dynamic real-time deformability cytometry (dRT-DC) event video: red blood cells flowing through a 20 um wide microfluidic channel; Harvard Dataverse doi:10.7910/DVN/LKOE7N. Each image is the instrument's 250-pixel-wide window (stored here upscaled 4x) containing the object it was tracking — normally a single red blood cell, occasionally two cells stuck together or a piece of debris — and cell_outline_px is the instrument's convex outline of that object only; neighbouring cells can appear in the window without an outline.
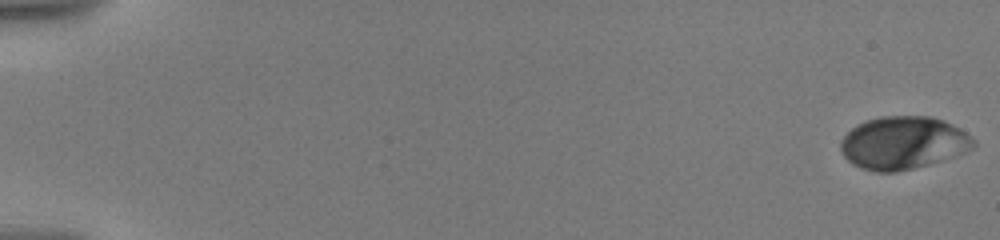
{"species": "human", "species_latin": "Homo sapiens", "temperature_condition": "warm", "stored_images_in_passage": 46, "camera_frame_rate_fps": 3000, "um_per_image_px": 0.085, "donor": {"sex": "male"}, "frame": {"image": 1, "passage_image": 1, "time_ms": 0.0, "image_size_px": [1000, 240], "cell_outline_px": [[976, 144], [972, 148], [956, 156], [944, 160], [896, 172], [876, 172], [860, 168], [852, 164], [840, 152], [840, 140], [852, 128], [868, 120], [880, 116], [928, 116], [944, 120], [964, 132], [976, 140]], "centroid_in_image_um": [76.76, 12.15], "position_along_channel_um": 8.2, "area_um2": 40.81}}
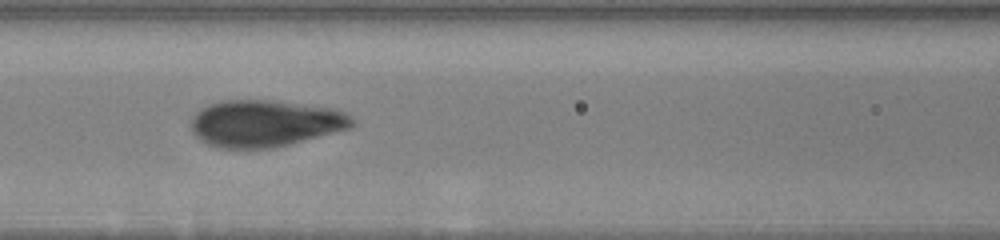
{"frame": {"image": 2, "passage_image": 20, "time_ms": 9.0, "image_size_px": [1000, 240], "cell_outline_px": [[356, 124], [352, 128], [272, 148], [220, 148], [208, 144], [200, 140], [192, 132], [192, 120], [196, 112], [208, 104], [224, 100], [268, 100], [336, 108], [352, 116], [356, 120]], "centroid_in_image_um": [22.57, 10.48], "position_along_channel_um": 144.0, "area_um2": 43.99}}
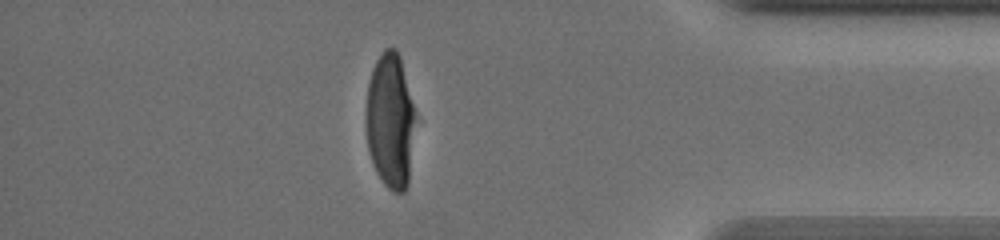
{"frame": {"image": 3, "passage_image": 40, "time_ms": 17.0, "image_size_px": [1000, 240], "cell_outline_px": [[416, 116], [408, 184], [404, 192], [392, 192], [384, 184], [376, 172], [372, 164], [368, 148], [364, 120], [364, 112], [368, 84], [372, 68], [376, 60], [384, 48], [396, 48], [400, 56]], "centroid_in_image_um": [33.14, 10.27], "position_along_channel_um": 402.1, "area_um2": 39.54}, "authors_computed_cell_mechanics": {"area_um2": 42.1362, "velocity_mm_per_s": 3.5383, "shape_relaxation_time_tau1_ms": 5.2423, "shape_relaxation_time_tau2_ms": null, "deformation_change_tau1": 0.2038, "deformation_change_tau2": null}}